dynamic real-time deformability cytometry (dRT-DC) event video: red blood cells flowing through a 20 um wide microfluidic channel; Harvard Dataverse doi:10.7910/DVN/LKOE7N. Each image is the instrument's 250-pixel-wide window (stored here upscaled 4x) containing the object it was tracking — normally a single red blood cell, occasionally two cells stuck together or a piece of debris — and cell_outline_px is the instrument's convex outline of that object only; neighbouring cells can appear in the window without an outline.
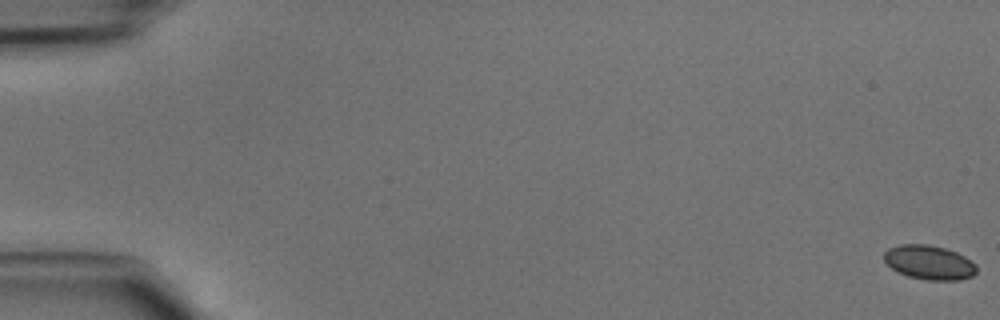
{"species": "common noctule bat (a hibernating species)", "species_latin": "Nyctalus noctula", "temperature_condition": "cold", "stored_images_in_passage": 48, "camera_frame_rate_fps": 3000, "um_per_image_px": 0.085, "animal": {"sex": "male", "body_mass_g": 15.6}, "frame": {"image": 1, "passage_image": 1, "time_ms": 0.0, "image_size_px": [1000, 320], "cell_outline_px": [[976, 272], [972, 276], [960, 280], [924, 280], [908, 276], [896, 272], [884, 260], [884, 252], [888, 248], [900, 244], [928, 244], [944, 248], [956, 252], [964, 256], [976, 264]], "centroid_in_image_um": [78.97, 22.31], "position_along_channel_um": 6.0, "area_um2": 18.55}}
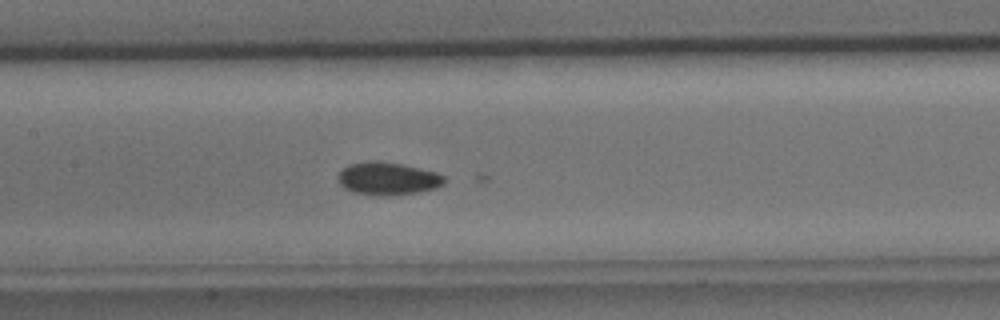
{"frame": {"image": 2, "passage_image": 24, "time_ms": 7.667, "image_size_px": [1000, 320], "cell_outline_px": [[444, 184], [436, 188], [416, 192], [384, 196], [376, 196], [352, 192], [344, 188], [340, 184], [336, 176], [344, 168], [352, 164], [376, 160], [400, 164], [436, 172], [444, 176]], "centroid_in_image_um": [32.94, 15.19], "position_along_channel_um": 174.5, "area_um2": 20.11}}
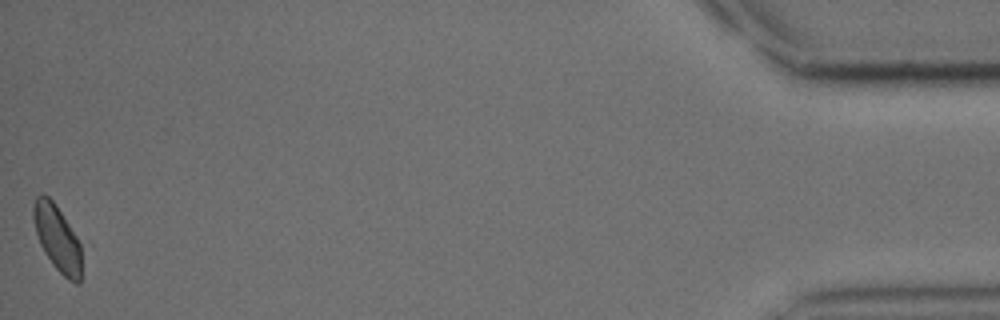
{"frame": {"image": 3, "passage_image": 48, "time_ms": 15.667, "image_size_px": [1000, 320], "cell_outline_px": [[80, 284], [76, 284], [68, 280], [52, 264], [44, 252], [40, 244], [36, 232], [32, 216], [32, 204], [36, 196], [44, 192], [56, 204], [76, 236], [80, 244]], "centroid_in_image_um": [4.83, 20.21], "position_along_channel_um": 430.4, "area_um2": 18.5}}